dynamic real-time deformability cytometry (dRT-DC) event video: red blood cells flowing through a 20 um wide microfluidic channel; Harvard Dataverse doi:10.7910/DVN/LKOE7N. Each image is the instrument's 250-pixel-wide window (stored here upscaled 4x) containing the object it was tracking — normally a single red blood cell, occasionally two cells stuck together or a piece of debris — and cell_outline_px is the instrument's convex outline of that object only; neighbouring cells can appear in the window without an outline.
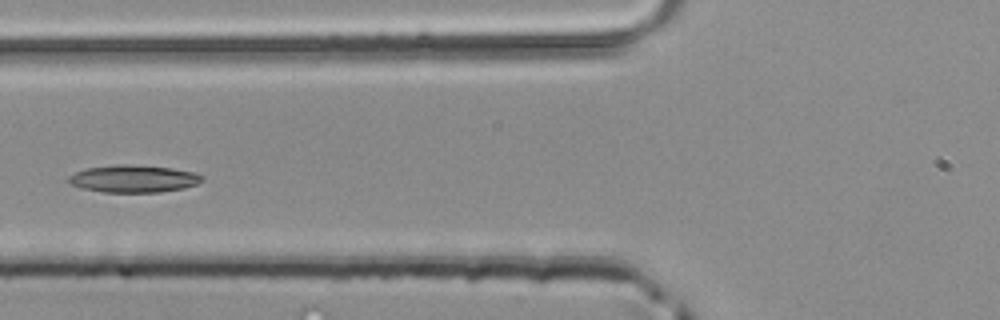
{"species": "common noctule bat (a hibernating species)", "species_latin": "Nyctalus noctula", "temperature_condition": "room temperature", "stored_images_in_passage": 32, "camera_frame_rate_fps": 3000, "um_per_image_px": 0.085, "animal": {"sex": "male", "body_mass_g": 20.4}, "frame": {"image": 1, "passage_image": 8, "time_ms": 2.333, "image_size_px": [1000, 320], "cell_outline_px": [[204, 180], [196, 184], [184, 188], [160, 192], [104, 192], [80, 188], [68, 184], [68, 176], [76, 172], [88, 168], [116, 164], [128, 164], [172, 168], [196, 172], [204, 176]], "centroid_in_image_um": [11.36, 15.19], "position_along_channel_um": 114.4, "area_um2": 21.44}}
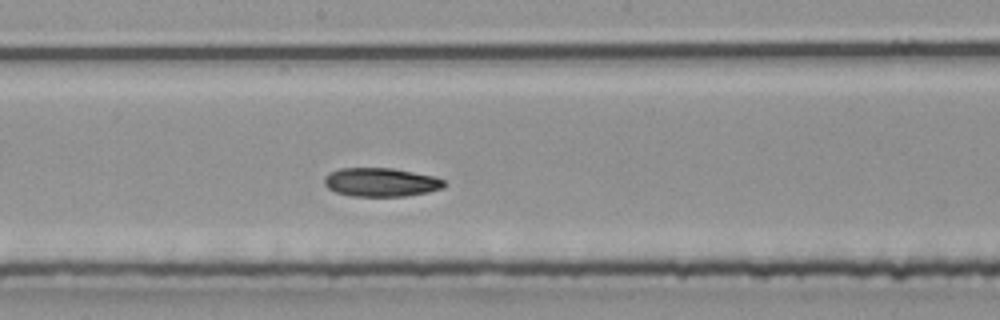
{"frame": {"image": 2, "passage_image": 15, "time_ms": 4.667, "image_size_px": [1000, 320], "cell_outline_px": [[448, 184], [444, 188], [428, 192], [404, 196], [352, 196], [336, 192], [328, 188], [324, 184], [324, 176], [340, 168], [392, 168], [436, 176], [444, 180]], "centroid_in_image_um": [32.42, 15.49], "position_along_channel_um": 215.8, "area_um2": 20.17}}
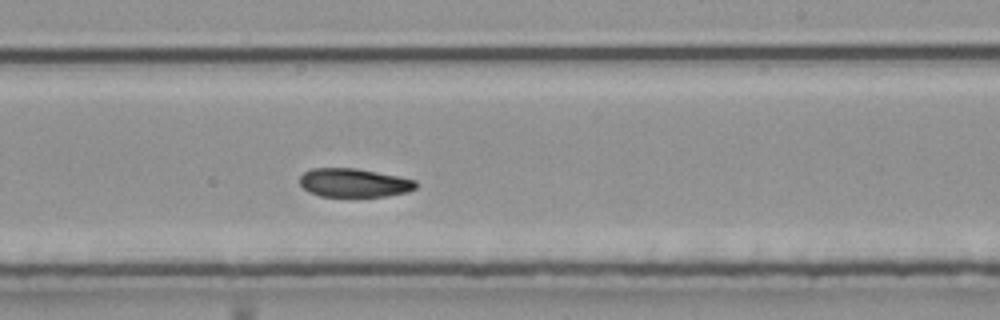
{"frame": {"image": 3, "passage_image": 18, "time_ms": 5.667, "image_size_px": [1000, 320], "cell_outline_px": [[416, 188], [408, 192], [388, 196], [320, 196], [308, 192], [300, 184], [300, 176], [304, 172], [312, 168], [356, 168], [416, 180]], "centroid_in_image_um": [30.07, 15.54], "position_along_channel_um": 258.9, "area_um2": 19.31}}